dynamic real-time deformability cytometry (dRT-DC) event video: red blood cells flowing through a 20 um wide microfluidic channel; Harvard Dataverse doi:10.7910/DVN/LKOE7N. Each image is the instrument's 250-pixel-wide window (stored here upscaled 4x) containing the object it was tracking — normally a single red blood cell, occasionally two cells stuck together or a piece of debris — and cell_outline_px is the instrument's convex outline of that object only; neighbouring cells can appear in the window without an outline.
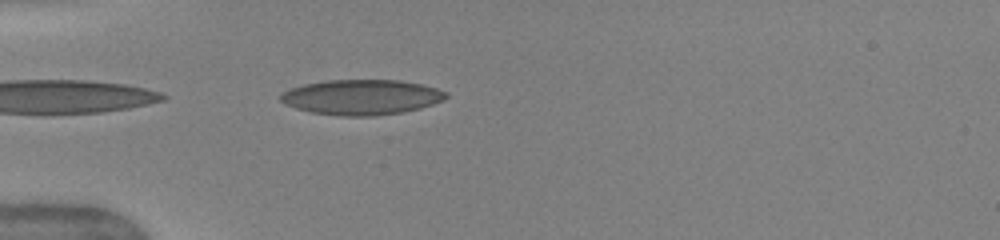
{"species": "human", "species_latin": "Homo sapiens", "temperature_condition": "warm", "stored_images_in_passage": 17, "camera_frame_rate_fps": 3000, "um_per_image_px": 0.085, "donor": {"sex": "female"}, "frame": {"image": 1, "passage_image": 1, "time_ms": 0.0, "image_size_px": [1000, 240], "cell_outline_px": [[448, 96], [432, 104], [420, 108], [400, 112], [372, 116], [340, 116], [312, 112], [296, 108], [280, 100], [280, 96], [284, 92], [292, 88], [304, 84], [328, 80], [400, 80], [420, 84], [436, 88], [448, 92]], "centroid_in_image_um": [30.74, 8.25], "position_along_channel_um": 54.3, "area_um2": 33.52}}
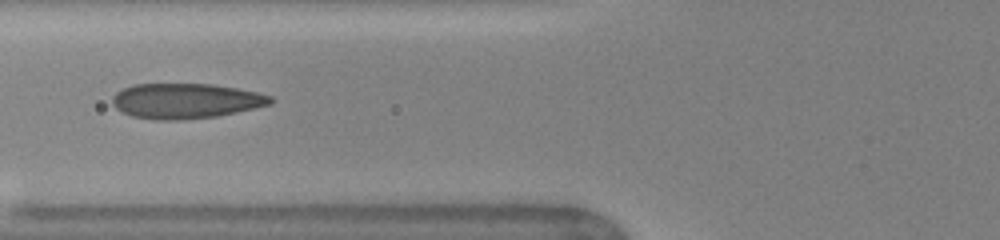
{"frame": {"image": 2, "passage_image": 6, "time_ms": 1.667, "image_size_px": [1000, 240], "cell_outline_px": [[272, 104], [236, 112], [216, 116], [176, 120], [156, 120], [132, 116], [116, 108], [112, 104], [112, 96], [116, 92], [124, 88], [136, 84], [212, 84], [236, 88], [256, 92], [272, 96]], "centroid_in_image_um": [15.77, 8.57], "position_along_channel_um": 110.0, "area_um2": 32.19}}